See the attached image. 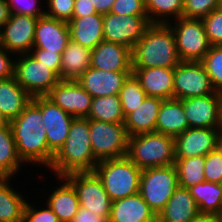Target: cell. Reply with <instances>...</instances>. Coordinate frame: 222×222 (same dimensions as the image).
I'll return each instance as SVG.
<instances>
[{
  "instance_id": "obj_1",
  "label": "cell",
  "mask_w": 222,
  "mask_h": 222,
  "mask_svg": "<svg viewBox=\"0 0 222 222\" xmlns=\"http://www.w3.org/2000/svg\"><path fill=\"white\" fill-rule=\"evenodd\" d=\"M9 123L17 154L23 164L32 162L50 167L55 154L47 143L46 128L42 121L41 96L33 97L21 114Z\"/></svg>"
},
{
  "instance_id": "obj_2",
  "label": "cell",
  "mask_w": 222,
  "mask_h": 222,
  "mask_svg": "<svg viewBox=\"0 0 222 222\" xmlns=\"http://www.w3.org/2000/svg\"><path fill=\"white\" fill-rule=\"evenodd\" d=\"M170 23H150L132 50V68H175L181 62Z\"/></svg>"
},
{
  "instance_id": "obj_3",
  "label": "cell",
  "mask_w": 222,
  "mask_h": 222,
  "mask_svg": "<svg viewBox=\"0 0 222 222\" xmlns=\"http://www.w3.org/2000/svg\"><path fill=\"white\" fill-rule=\"evenodd\" d=\"M97 164L91 147L89 119L74 118L68 137L54 155L49 169L59 178L76 172H94Z\"/></svg>"
},
{
  "instance_id": "obj_4",
  "label": "cell",
  "mask_w": 222,
  "mask_h": 222,
  "mask_svg": "<svg viewBox=\"0 0 222 222\" xmlns=\"http://www.w3.org/2000/svg\"><path fill=\"white\" fill-rule=\"evenodd\" d=\"M126 156L141 170L173 165L174 137L158 132L129 136Z\"/></svg>"
},
{
  "instance_id": "obj_5",
  "label": "cell",
  "mask_w": 222,
  "mask_h": 222,
  "mask_svg": "<svg viewBox=\"0 0 222 222\" xmlns=\"http://www.w3.org/2000/svg\"><path fill=\"white\" fill-rule=\"evenodd\" d=\"M94 172L112 201L139 192L142 170L127 156L99 161Z\"/></svg>"
},
{
  "instance_id": "obj_6",
  "label": "cell",
  "mask_w": 222,
  "mask_h": 222,
  "mask_svg": "<svg viewBox=\"0 0 222 222\" xmlns=\"http://www.w3.org/2000/svg\"><path fill=\"white\" fill-rule=\"evenodd\" d=\"M178 186L175 164L148 168L141 172L139 194L157 216Z\"/></svg>"
},
{
  "instance_id": "obj_7",
  "label": "cell",
  "mask_w": 222,
  "mask_h": 222,
  "mask_svg": "<svg viewBox=\"0 0 222 222\" xmlns=\"http://www.w3.org/2000/svg\"><path fill=\"white\" fill-rule=\"evenodd\" d=\"M89 129L92 152L98 162L127 155L129 136L124 123L89 119Z\"/></svg>"
},
{
  "instance_id": "obj_8",
  "label": "cell",
  "mask_w": 222,
  "mask_h": 222,
  "mask_svg": "<svg viewBox=\"0 0 222 222\" xmlns=\"http://www.w3.org/2000/svg\"><path fill=\"white\" fill-rule=\"evenodd\" d=\"M14 77L32 97L46 96L61 80L52 69L30 53L21 54L15 61Z\"/></svg>"
},
{
  "instance_id": "obj_9",
  "label": "cell",
  "mask_w": 222,
  "mask_h": 222,
  "mask_svg": "<svg viewBox=\"0 0 222 222\" xmlns=\"http://www.w3.org/2000/svg\"><path fill=\"white\" fill-rule=\"evenodd\" d=\"M171 27L181 61H201L211 45L201 19L181 17Z\"/></svg>"
},
{
  "instance_id": "obj_10",
  "label": "cell",
  "mask_w": 222,
  "mask_h": 222,
  "mask_svg": "<svg viewBox=\"0 0 222 222\" xmlns=\"http://www.w3.org/2000/svg\"><path fill=\"white\" fill-rule=\"evenodd\" d=\"M216 93L200 61H181L174 68L173 98L188 99Z\"/></svg>"
},
{
  "instance_id": "obj_11",
  "label": "cell",
  "mask_w": 222,
  "mask_h": 222,
  "mask_svg": "<svg viewBox=\"0 0 222 222\" xmlns=\"http://www.w3.org/2000/svg\"><path fill=\"white\" fill-rule=\"evenodd\" d=\"M75 188L81 207L102 217H109L112 200L95 172H76L65 177Z\"/></svg>"
},
{
  "instance_id": "obj_12",
  "label": "cell",
  "mask_w": 222,
  "mask_h": 222,
  "mask_svg": "<svg viewBox=\"0 0 222 222\" xmlns=\"http://www.w3.org/2000/svg\"><path fill=\"white\" fill-rule=\"evenodd\" d=\"M150 24L148 16L103 14L104 41L117 43L133 50Z\"/></svg>"
},
{
  "instance_id": "obj_13",
  "label": "cell",
  "mask_w": 222,
  "mask_h": 222,
  "mask_svg": "<svg viewBox=\"0 0 222 222\" xmlns=\"http://www.w3.org/2000/svg\"><path fill=\"white\" fill-rule=\"evenodd\" d=\"M37 21L38 18L30 15L11 14L7 23L1 27L2 47L12 53H30Z\"/></svg>"
},
{
  "instance_id": "obj_14",
  "label": "cell",
  "mask_w": 222,
  "mask_h": 222,
  "mask_svg": "<svg viewBox=\"0 0 222 222\" xmlns=\"http://www.w3.org/2000/svg\"><path fill=\"white\" fill-rule=\"evenodd\" d=\"M74 118H87L92 96L76 80H60L46 95Z\"/></svg>"
},
{
  "instance_id": "obj_15",
  "label": "cell",
  "mask_w": 222,
  "mask_h": 222,
  "mask_svg": "<svg viewBox=\"0 0 222 222\" xmlns=\"http://www.w3.org/2000/svg\"><path fill=\"white\" fill-rule=\"evenodd\" d=\"M222 93L182 99L189 128H220Z\"/></svg>"
},
{
  "instance_id": "obj_16",
  "label": "cell",
  "mask_w": 222,
  "mask_h": 222,
  "mask_svg": "<svg viewBox=\"0 0 222 222\" xmlns=\"http://www.w3.org/2000/svg\"><path fill=\"white\" fill-rule=\"evenodd\" d=\"M220 128H188L174 137L175 158L206 156L216 150Z\"/></svg>"
},
{
  "instance_id": "obj_17",
  "label": "cell",
  "mask_w": 222,
  "mask_h": 222,
  "mask_svg": "<svg viewBox=\"0 0 222 222\" xmlns=\"http://www.w3.org/2000/svg\"><path fill=\"white\" fill-rule=\"evenodd\" d=\"M41 112L43 126L46 128L48 147L56 154L68 137L74 117L46 96H41Z\"/></svg>"
},
{
  "instance_id": "obj_18",
  "label": "cell",
  "mask_w": 222,
  "mask_h": 222,
  "mask_svg": "<svg viewBox=\"0 0 222 222\" xmlns=\"http://www.w3.org/2000/svg\"><path fill=\"white\" fill-rule=\"evenodd\" d=\"M132 71H105L89 67L76 81L92 97L119 95Z\"/></svg>"
},
{
  "instance_id": "obj_19",
  "label": "cell",
  "mask_w": 222,
  "mask_h": 222,
  "mask_svg": "<svg viewBox=\"0 0 222 222\" xmlns=\"http://www.w3.org/2000/svg\"><path fill=\"white\" fill-rule=\"evenodd\" d=\"M69 40L67 22L46 15L38 17L32 49H45L47 52L62 54Z\"/></svg>"
},
{
  "instance_id": "obj_20",
  "label": "cell",
  "mask_w": 222,
  "mask_h": 222,
  "mask_svg": "<svg viewBox=\"0 0 222 222\" xmlns=\"http://www.w3.org/2000/svg\"><path fill=\"white\" fill-rule=\"evenodd\" d=\"M105 71H132V50L126 46L102 41L91 50V65Z\"/></svg>"
},
{
  "instance_id": "obj_21",
  "label": "cell",
  "mask_w": 222,
  "mask_h": 222,
  "mask_svg": "<svg viewBox=\"0 0 222 222\" xmlns=\"http://www.w3.org/2000/svg\"><path fill=\"white\" fill-rule=\"evenodd\" d=\"M132 74L147 96L162 100L173 98L174 68H133Z\"/></svg>"
},
{
  "instance_id": "obj_22",
  "label": "cell",
  "mask_w": 222,
  "mask_h": 222,
  "mask_svg": "<svg viewBox=\"0 0 222 222\" xmlns=\"http://www.w3.org/2000/svg\"><path fill=\"white\" fill-rule=\"evenodd\" d=\"M109 222H157V216L138 192L112 202Z\"/></svg>"
},
{
  "instance_id": "obj_23",
  "label": "cell",
  "mask_w": 222,
  "mask_h": 222,
  "mask_svg": "<svg viewBox=\"0 0 222 222\" xmlns=\"http://www.w3.org/2000/svg\"><path fill=\"white\" fill-rule=\"evenodd\" d=\"M199 213L189 189L178 186L164 209L157 215V222H192Z\"/></svg>"
},
{
  "instance_id": "obj_24",
  "label": "cell",
  "mask_w": 222,
  "mask_h": 222,
  "mask_svg": "<svg viewBox=\"0 0 222 222\" xmlns=\"http://www.w3.org/2000/svg\"><path fill=\"white\" fill-rule=\"evenodd\" d=\"M162 102L160 98L146 96L142 104L125 117L124 126L128 136L155 132Z\"/></svg>"
},
{
  "instance_id": "obj_25",
  "label": "cell",
  "mask_w": 222,
  "mask_h": 222,
  "mask_svg": "<svg viewBox=\"0 0 222 222\" xmlns=\"http://www.w3.org/2000/svg\"><path fill=\"white\" fill-rule=\"evenodd\" d=\"M70 39L82 47L93 50L104 41L103 14L96 13L82 18H72L68 22Z\"/></svg>"
},
{
  "instance_id": "obj_26",
  "label": "cell",
  "mask_w": 222,
  "mask_h": 222,
  "mask_svg": "<svg viewBox=\"0 0 222 222\" xmlns=\"http://www.w3.org/2000/svg\"><path fill=\"white\" fill-rule=\"evenodd\" d=\"M32 98L14 76L0 80V113L7 122L17 118Z\"/></svg>"
},
{
  "instance_id": "obj_27",
  "label": "cell",
  "mask_w": 222,
  "mask_h": 222,
  "mask_svg": "<svg viewBox=\"0 0 222 222\" xmlns=\"http://www.w3.org/2000/svg\"><path fill=\"white\" fill-rule=\"evenodd\" d=\"M189 128L180 99L163 100L156 121L155 132L176 137Z\"/></svg>"
},
{
  "instance_id": "obj_28",
  "label": "cell",
  "mask_w": 222,
  "mask_h": 222,
  "mask_svg": "<svg viewBox=\"0 0 222 222\" xmlns=\"http://www.w3.org/2000/svg\"><path fill=\"white\" fill-rule=\"evenodd\" d=\"M91 65V50L69 40L61 54L60 79L77 80Z\"/></svg>"
},
{
  "instance_id": "obj_29",
  "label": "cell",
  "mask_w": 222,
  "mask_h": 222,
  "mask_svg": "<svg viewBox=\"0 0 222 222\" xmlns=\"http://www.w3.org/2000/svg\"><path fill=\"white\" fill-rule=\"evenodd\" d=\"M59 179L66 182L51 193L46 203L58 216L60 222H70L80 207L78 195L67 179L64 177Z\"/></svg>"
},
{
  "instance_id": "obj_30",
  "label": "cell",
  "mask_w": 222,
  "mask_h": 222,
  "mask_svg": "<svg viewBox=\"0 0 222 222\" xmlns=\"http://www.w3.org/2000/svg\"><path fill=\"white\" fill-rule=\"evenodd\" d=\"M21 163L10 123L7 122L0 126V178L10 179L19 171Z\"/></svg>"
},
{
  "instance_id": "obj_31",
  "label": "cell",
  "mask_w": 222,
  "mask_h": 222,
  "mask_svg": "<svg viewBox=\"0 0 222 222\" xmlns=\"http://www.w3.org/2000/svg\"><path fill=\"white\" fill-rule=\"evenodd\" d=\"M9 180L0 178V222H24L27 201L8 185Z\"/></svg>"
},
{
  "instance_id": "obj_32",
  "label": "cell",
  "mask_w": 222,
  "mask_h": 222,
  "mask_svg": "<svg viewBox=\"0 0 222 222\" xmlns=\"http://www.w3.org/2000/svg\"><path fill=\"white\" fill-rule=\"evenodd\" d=\"M200 213L222 215V185L209 181L198 183L188 188Z\"/></svg>"
},
{
  "instance_id": "obj_33",
  "label": "cell",
  "mask_w": 222,
  "mask_h": 222,
  "mask_svg": "<svg viewBox=\"0 0 222 222\" xmlns=\"http://www.w3.org/2000/svg\"><path fill=\"white\" fill-rule=\"evenodd\" d=\"M87 119L108 122L124 123L119 95L93 97Z\"/></svg>"
},
{
  "instance_id": "obj_34",
  "label": "cell",
  "mask_w": 222,
  "mask_h": 222,
  "mask_svg": "<svg viewBox=\"0 0 222 222\" xmlns=\"http://www.w3.org/2000/svg\"><path fill=\"white\" fill-rule=\"evenodd\" d=\"M175 166L180 187L190 188L206 181L204 175L205 156L176 159Z\"/></svg>"
},
{
  "instance_id": "obj_35",
  "label": "cell",
  "mask_w": 222,
  "mask_h": 222,
  "mask_svg": "<svg viewBox=\"0 0 222 222\" xmlns=\"http://www.w3.org/2000/svg\"><path fill=\"white\" fill-rule=\"evenodd\" d=\"M145 9L150 23H168L169 16L175 21L183 15L184 0H144ZM152 14V15H151ZM174 15V16H173ZM168 17L165 19V17ZM163 18V19H162ZM166 20V21H165Z\"/></svg>"
},
{
  "instance_id": "obj_36",
  "label": "cell",
  "mask_w": 222,
  "mask_h": 222,
  "mask_svg": "<svg viewBox=\"0 0 222 222\" xmlns=\"http://www.w3.org/2000/svg\"><path fill=\"white\" fill-rule=\"evenodd\" d=\"M146 96L145 91L140 86V82L136 79V77L133 74L129 75L124 81L119 93L124 117L136 110L137 107L142 104Z\"/></svg>"
},
{
  "instance_id": "obj_37",
  "label": "cell",
  "mask_w": 222,
  "mask_h": 222,
  "mask_svg": "<svg viewBox=\"0 0 222 222\" xmlns=\"http://www.w3.org/2000/svg\"><path fill=\"white\" fill-rule=\"evenodd\" d=\"M200 62L216 92L222 93V45L211 46Z\"/></svg>"
},
{
  "instance_id": "obj_38",
  "label": "cell",
  "mask_w": 222,
  "mask_h": 222,
  "mask_svg": "<svg viewBox=\"0 0 222 222\" xmlns=\"http://www.w3.org/2000/svg\"><path fill=\"white\" fill-rule=\"evenodd\" d=\"M218 8L220 0H184L182 17L202 19Z\"/></svg>"
},
{
  "instance_id": "obj_39",
  "label": "cell",
  "mask_w": 222,
  "mask_h": 222,
  "mask_svg": "<svg viewBox=\"0 0 222 222\" xmlns=\"http://www.w3.org/2000/svg\"><path fill=\"white\" fill-rule=\"evenodd\" d=\"M201 20L210 45H222V8L213 10Z\"/></svg>"
},
{
  "instance_id": "obj_40",
  "label": "cell",
  "mask_w": 222,
  "mask_h": 222,
  "mask_svg": "<svg viewBox=\"0 0 222 222\" xmlns=\"http://www.w3.org/2000/svg\"><path fill=\"white\" fill-rule=\"evenodd\" d=\"M204 175L206 181L221 184L222 155L217 149L205 156Z\"/></svg>"
},
{
  "instance_id": "obj_41",
  "label": "cell",
  "mask_w": 222,
  "mask_h": 222,
  "mask_svg": "<svg viewBox=\"0 0 222 222\" xmlns=\"http://www.w3.org/2000/svg\"><path fill=\"white\" fill-rule=\"evenodd\" d=\"M48 1V11L45 12L46 16L69 22L72 19V14L74 11V1L75 0H47Z\"/></svg>"
},
{
  "instance_id": "obj_42",
  "label": "cell",
  "mask_w": 222,
  "mask_h": 222,
  "mask_svg": "<svg viewBox=\"0 0 222 222\" xmlns=\"http://www.w3.org/2000/svg\"><path fill=\"white\" fill-rule=\"evenodd\" d=\"M110 12L122 16H147L144 0H116Z\"/></svg>"
},
{
  "instance_id": "obj_43",
  "label": "cell",
  "mask_w": 222,
  "mask_h": 222,
  "mask_svg": "<svg viewBox=\"0 0 222 222\" xmlns=\"http://www.w3.org/2000/svg\"><path fill=\"white\" fill-rule=\"evenodd\" d=\"M11 14L30 15L35 18L45 15V11L37 7V0H6Z\"/></svg>"
},
{
  "instance_id": "obj_44",
  "label": "cell",
  "mask_w": 222,
  "mask_h": 222,
  "mask_svg": "<svg viewBox=\"0 0 222 222\" xmlns=\"http://www.w3.org/2000/svg\"><path fill=\"white\" fill-rule=\"evenodd\" d=\"M46 209L32 207L28 201L24 209V222H60L58 216L46 205Z\"/></svg>"
},
{
  "instance_id": "obj_45",
  "label": "cell",
  "mask_w": 222,
  "mask_h": 222,
  "mask_svg": "<svg viewBox=\"0 0 222 222\" xmlns=\"http://www.w3.org/2000/svg\"><path fill=\"white\" fill-rule=\"evenodd\" d=\"M31 55L47 65L52 69L60 78V65H61V53L47 52L45 49H31Z\"/></svg>"
},
{
  "instance_id": "obj_46",
  "label": "cell",
  "mask_w": 222,
  "mask_h": 222,
  "mask_svg": "<svg viewBox=\"0 0 222 222\" xmlns=\"http://www.w3.org/2000/svg\"><path fill=\"white\" fill-rule=\"evenodd\" d=\"M0 48V80L8 79L14 76L15 61H11L8 51Z\"/></svg>"
},
{
  "instance_id": "obj_47",
  "label": "cell",
  "mask_w": 222,
  "mask_h": 222,
  "mask_svg": "<svg viewBox=\"0 0 222 222\" xmlns=\"http://www.w3.org/2000/svg\"><path fill=\"white\" fill-rule=\"evenodd\" d=\"M70 222H109V217L99 216L91 210L80 206Z\"/></svg>"
},
{
  "instance_id": "obj_48",
  "label": "cell",
  "mask_w": 222,
  "mask_h": 222,
  "mask_svg": "<svg viewBox=\"0 0 222 222\" xmlns=\"http://www.w3.org/2000/svg\"><path fill=\"white\" fill-rule=\"evenodd\" d=\"M96 13L97 11L93 7L91 0L74 1V11L72 14V18H82Z\"/></svg>"
},
{
  "instance_id": "obj_49",
  "label": "cell",
  "mask_w": 222,
  "mask_h": 222,
  "mask_svg": "<svg viewBox=\"0 0 222 222\" xmlns=\"http://www.w3.org/2000/svg\"><path fill=\"white\" fill-rule=\"evenodd\" d=\"M116 0H91L93 7L97 13L107 14L111 11Z\"/></svg>"
},
{
  "instance_id": "obj_50",
  "label": "cell",
  "mask_w": 222,
  "mask_h": 222,
  "mask_svg": "<svg viewBox=\"0 0 222 222\" xmlns=\"http://www.w3.org/2000/svg\"><path fill=\"white\" fill-rule=\"evenodd\" d=\"M192 222H222V215L215 213H199Z\"/></svg>"
},
{
  "instance_id": "obj_51",
  "label": "cell",
  "mask_w": 222,
  "mask_h": 222,
  "mask_svg": "<svg viewBox=\"0 0 222 222\" xmlns=\"http://www.w3.org/2000/svg\"><path fill=\"white\" fill-rule=\"evenodd\" d=\"M11 15L6 0H0V28L7 23Z\"/></svg>"
},
{
  "instance_id": "obj_52",
  "label": "cell",
  "mask_w": 222,
  "mask_h": 222,
  "mask_svg": "<svg viewBox=\"0 0 222 222\" xmlns=\"http://www.w3.org/2000/svg\"><path fill=\"white\" fill-rule=\"evenodd\" d=\"M216 149L220 152L222 155V130H220L218 138H217V145Z\"/></svg>"
},
{
  "instance_id": "obj_53",
  "label": "cell",
  "mask_w": 222,
  "mask_h": 222,
  "mask_svg": "<svg viewBox=\"0 0 222 222\" xmlns=\"http://www.w3.org/2000/svg\"><path fill=\"white\" fill-rule=\"evenodd\" d=\"M6 123H7V121L4 119V117L0 113V126L3 124H6Z\"/></svg>"
},
{
  "instance_id": "obj_54",
  "label": "cell",
  "mask_w": 222,
  "mask_h": 222,
  "mask_svg": "<svg viewBox=\"0 0 222 222\" xmlns=\"http://www.w3.org/2000/svg\"><path fill=\"white\" fill-rule=\"evenodd\" d=\"M220 130H222V97H221V122H220Z\"/></svg>"
},
{
  "instance_id": "obj_55",
  "label": "cell",
  "mask_w": 222,
  "mask_h": 222,
  "mask_svg": "<svg viewBox=\"0 0 222 222\" xmlns=\"http://www.w3.org/2000/svg\"><path fill=\"white\" fill-rule=\"evenodd\" d=\"M0 48H2V45H1V28H0Z\"/></svg>"
}]
</instances>
